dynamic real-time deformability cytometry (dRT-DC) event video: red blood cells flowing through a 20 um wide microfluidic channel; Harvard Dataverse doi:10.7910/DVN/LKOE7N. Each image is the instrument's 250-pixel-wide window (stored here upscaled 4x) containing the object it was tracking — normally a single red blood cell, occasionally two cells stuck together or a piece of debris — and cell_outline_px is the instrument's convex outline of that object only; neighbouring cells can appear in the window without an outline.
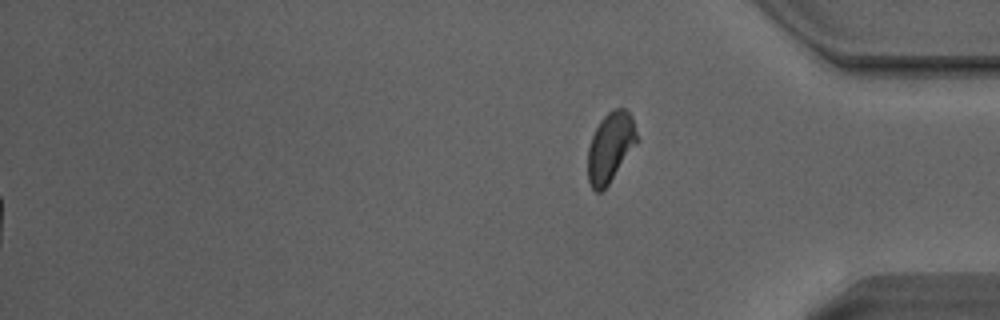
{"species": "Egyptian fruit bat (a non-hibernating species)", "species_latin": "Rousettus aegyptiacus", "temperature_condition": "warm", "stored_images_in_passage": 52, "segment_of_instrument_passage": [2, 2], "camera_frame_rate_fps": 3000, "um_per_image_px": 0.085, "animal": {"sex": "male"}, "frame": {"image": 1, "passage_image": 52, "time_ms": 17.0, "image_size_px": [1000, 320], "cell_outline_px": [[640, 140], [608, 184], [600, 192], [596, 192], [592, 188], [588, 180], [588, 148], [592, 136], [600, 120], [612, 108], [624, 108], [632, 116]], "centroid_in_image_um": [51.91, 12.48], "position_along_channel_um": 383.3, "area_um2": 20.06}}